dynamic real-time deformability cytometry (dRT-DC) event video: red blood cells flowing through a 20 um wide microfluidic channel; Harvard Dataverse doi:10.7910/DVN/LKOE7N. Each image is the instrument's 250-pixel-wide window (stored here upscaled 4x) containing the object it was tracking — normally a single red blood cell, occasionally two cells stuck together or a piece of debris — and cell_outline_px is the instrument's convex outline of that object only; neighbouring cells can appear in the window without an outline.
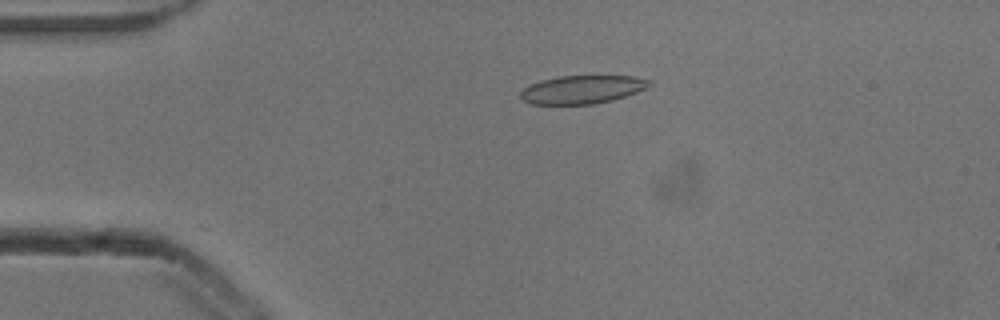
{"species": "common noctule bat (a hibernating species)", "species_latin": "Nyctalus noctula", "temperature_condition": "cold", "stored_images_in_passage": 22, "camera_frame_rate_fps": 3000, "um_per_image_px": 0.085, "animal": {"sex": "male", "body_mass_g": 13.3}, "frame": {"image": 1, "passage_image": 1, "time_ms": 0.0, "image_size_px": [1000, 320], "cell_outline_px": [[652, 84], [648, 88], [612, 100], [592, 104], [532, 104], [520, 100], [520, 92], [528, 84], [540, 80], [560, 76], [632, 76], [652, 80]], "centroid_in_image_um": [49.46, 7.6], "position_along_channel_um": 35.5, "area_um2": 21.33}}
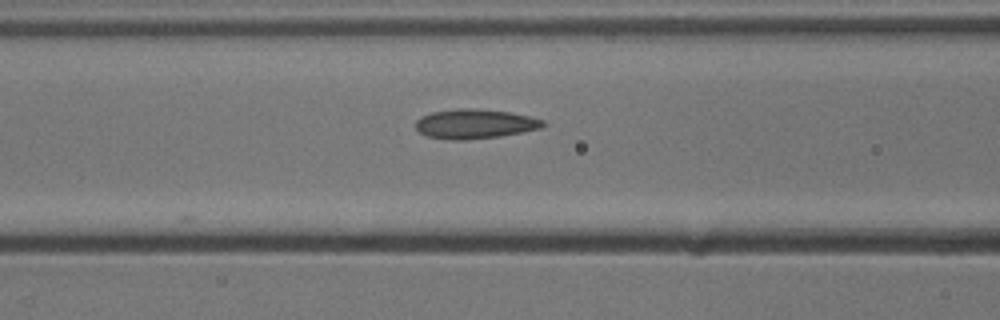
{"frame": {"image": 2, "passage_image": 11, "time_ms": 3.333, "image_size_px": [1000, 320], "cell_outline_px": [[548, 124], [540, 128], [500, 136], [464, 140], [452, 140], [428, 136], [420, 132], [416, 128], [416, 120], [420, 116], [432, 112], [456, 108], [476, 108], [508, 112], [532, 116], [544, 120]], "centroid_in_image_um": [40.37, 10.52], "position_along_channel_um": 126.2, "area_um2": 21.96}}
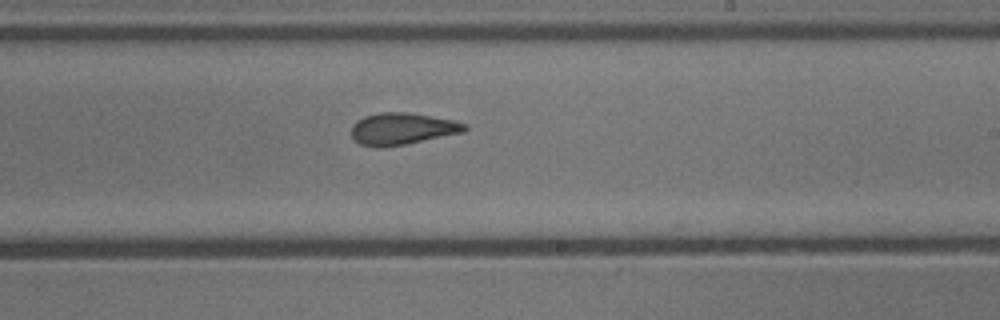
{"frame": {"image": 3, "passage_image": 21, "time_ms": 6.667, "image_size_px": [1000, 320], "cell_outline_px": [[468, 128], [464, 132], [404, 144], [380, 148], [372, 148], [360, 144], [352, 136], [352, 124], [356, 120], [364, 116], [380, 112], [408, 112], [432, 116], [452, 120], [468, 124]], "centroid_in_image_um": [34.17, 10.94], "position_along_channel_um": 254.8, "area_um2": 21.1}}